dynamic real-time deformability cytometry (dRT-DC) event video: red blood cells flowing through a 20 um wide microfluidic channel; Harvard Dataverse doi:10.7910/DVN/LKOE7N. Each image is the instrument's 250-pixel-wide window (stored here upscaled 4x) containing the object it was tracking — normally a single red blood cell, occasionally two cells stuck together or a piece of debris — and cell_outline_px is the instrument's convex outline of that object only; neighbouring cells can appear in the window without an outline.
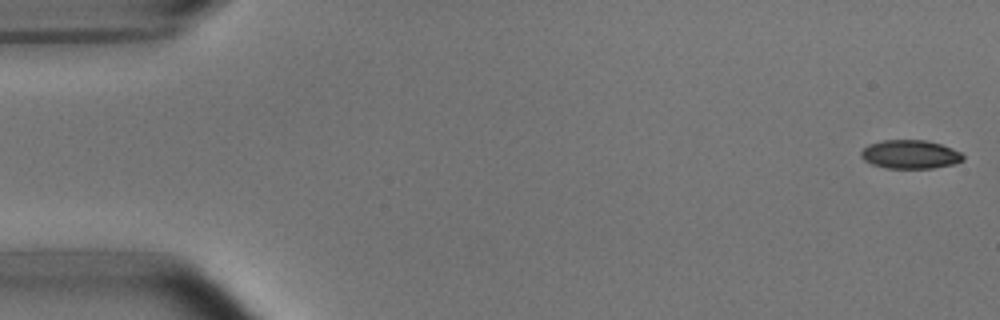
{"species": "common noctule bat (a hibernating species)", "species_latin": "Nyctalus noctula", "temperature_condition": "room temperature", "stored_images_in_passage": 16, "camera_frame_rate_fps": 3000, "um_per_image_px": 0.085, "animal": {"sex": "male", "body_mass_g": 15.6}, "frame": {"image": 1, "passage_image": 1, "time_ms": 0.0, "image_size_px": [1000, 320], "cell_outline_px": [[964, 160], [952, 164], [932, 168], [884, 168], [872, 164], [864, 160], [860, 156], [860, 152], [868, 144], [884, 140], [928, 140], [952, 148], [960, 152], [964, 156]], "centroid_in_image_um": [77.35, 13.12], "position_along_channel_um": 7.7, "area_um2": 17.05}}
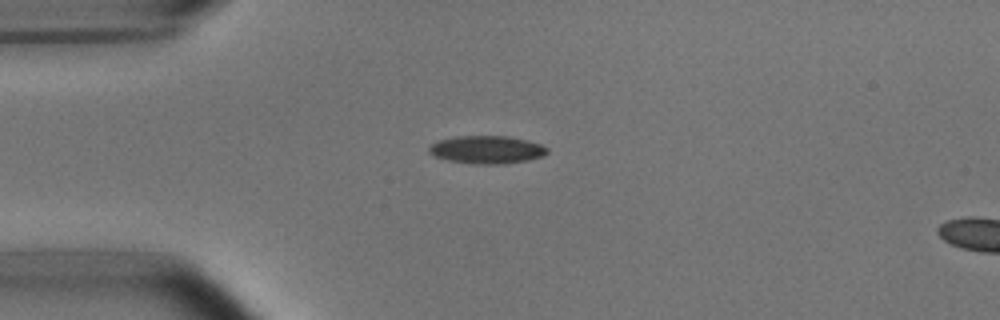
{"frame": {"image": 2, "passage_image": 13, "time_ms": 4.0, "image_size_px": [1000, 320], "cell_outline_px": [[548, 152], [544, 156], [528, 160], [504, 164], [476, 164], [448, 160], [436, 156], [428, 152], [428, 148], [432, 144], [440, 140], [456, 136], [508, 136], [528, 140], [540, 144], [548, 148]], "centroid_in_image_um": [41.42, 12.72], "position_along_channel_um": 43.6, "area_um2": 19.19}}